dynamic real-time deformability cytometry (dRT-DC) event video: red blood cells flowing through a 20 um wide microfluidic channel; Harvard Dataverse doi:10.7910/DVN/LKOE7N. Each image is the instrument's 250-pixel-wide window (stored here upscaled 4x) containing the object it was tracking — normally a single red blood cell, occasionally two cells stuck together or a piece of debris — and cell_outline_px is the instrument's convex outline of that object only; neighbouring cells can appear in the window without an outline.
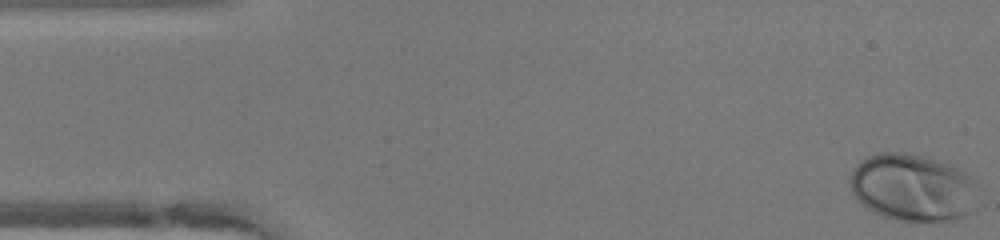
{"species": "human", "species_latin": "Homo sapiens", "temperature_condition": "warm", "stored_images_in_passage": 49, "camera_frame_rate_fps": 3000, "um_per_image_px": 0.085, "donor": {"sex": "female"}, "frame": {"image": 1, "passage_image": 1, "time_ms": 0.0, "image_size_px": [1000, 240], "cell_outline_px": [[976, 208], [972, 212], [964, 216], [948, 220], [896, 220], [872, 212], [860, 204], [856, 200], [852, 192], [848, 180], [852, 168], [860, 160], [876, 152], [904, 152], [936, 160], [948, 164], [964, 172], [976, 180]], "centroid_in_image_um": [77.54, 15.93], "position_along_channel_um": 7.5, "area_um2": 50.58}}
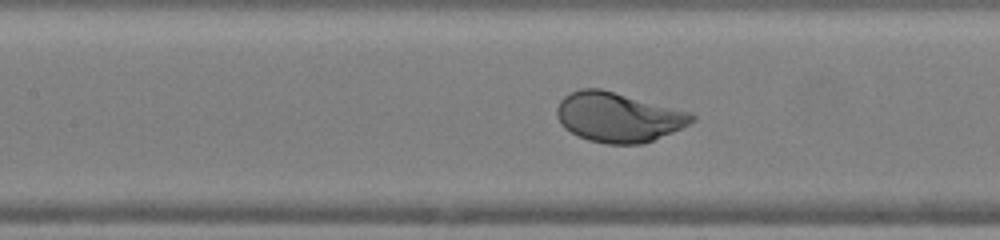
{"frame": {"image": 2, "passage_image": 21, "time_ms": 6.667, "image_size_px": [1000, 240], "cell_outline_px": [[696, 120], [672, 132], [652, 140], [640, 144], [608, 144], [588, 140], [564, 128], [560, 124], [556, 116], [556, 108], [560, 100], [564, 96], [580, 88], [600, 88], [692, 112], [696, 116]], "centroid_in_image_um": [52.54, 9.95], "position_along_channel_um": 154.9, "area_um2": 39.02}}
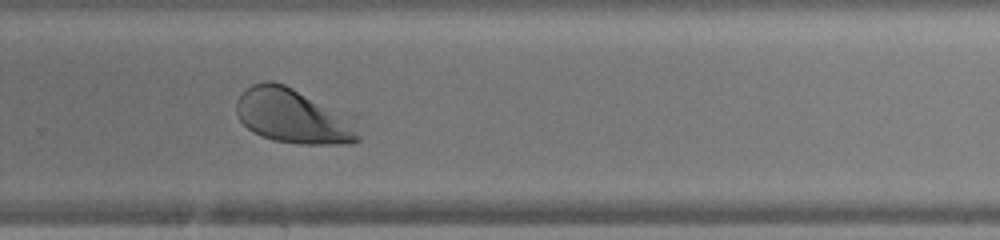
{"frame": {"image": 3, "passage_image": 32, "time_ms": 10.333, "image_size_px": [1000, 240], "cell_outline_px": [[360, 140], [352, 144], [296, 144], [272, 140], [260, 136], [252, 132], [240, 120], [236, 112], [236, 100], [252, 84], [264, 80], [272, 80], [284, 84], [356, 112], [360, 136]], "centroid_in_image_um": [25.1, 9.85], "position_along_channel_um": 304.7, "area_um2": 41.04}, "authors_computed_cell_mechanics": {"area_um2": 40.5178, "velocity_mm_per_s": 4.1076, "shape_relaxation_time_tau1_ms": 1.5963, "shape_relaxation_time_tau2_ms": null, "deformation_change_tau1": 0.1505, "deformation_change_tau2": null}}